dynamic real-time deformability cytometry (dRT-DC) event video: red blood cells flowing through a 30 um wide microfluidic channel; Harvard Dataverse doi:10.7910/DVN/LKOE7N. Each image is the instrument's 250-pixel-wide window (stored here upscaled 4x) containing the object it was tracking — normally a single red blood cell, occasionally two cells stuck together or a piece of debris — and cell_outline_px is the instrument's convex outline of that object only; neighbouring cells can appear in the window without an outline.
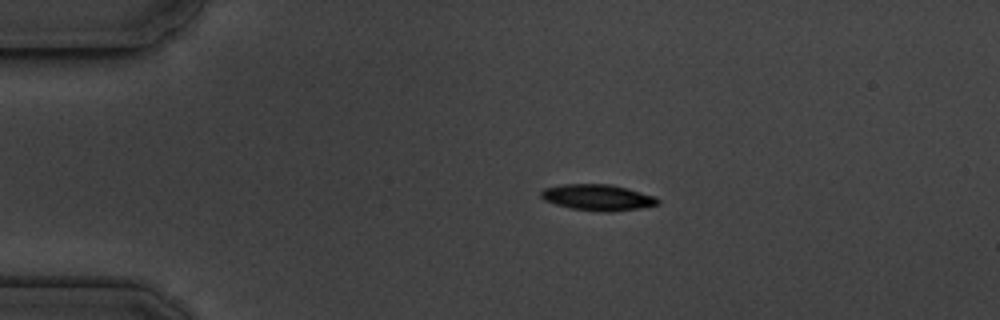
{"species": "common noctule bat (a hibernating species)", "species_latin": "Nyctalus noctula", "temperature_condition": "cold", "stored_images_in_passage": 45, "camera_frame_rate_fps": 3000, "um_per_image_px": 0.085, "animal": {"sex": "male", "body_mass_g": 19.5, "forearm_length_mm": 54.6}, "frame": {"image": 1, "passage_image": 1, "time_ms": 0.0, "image_size_px": [1000, 320], "cell_outline_px": [[660, 204], [640, 208], [604, 212], [600, 212], [568, 208], [544, 200], [540, 196], [540, 192], [544, 188], [564, 184], [612, 184], [628, 188], [656, 196], [660, 200]], "centroid_in_image_um": [50.82, 16.78], "position_along_channel_um": 34.2, "area_um2": 17.92}}
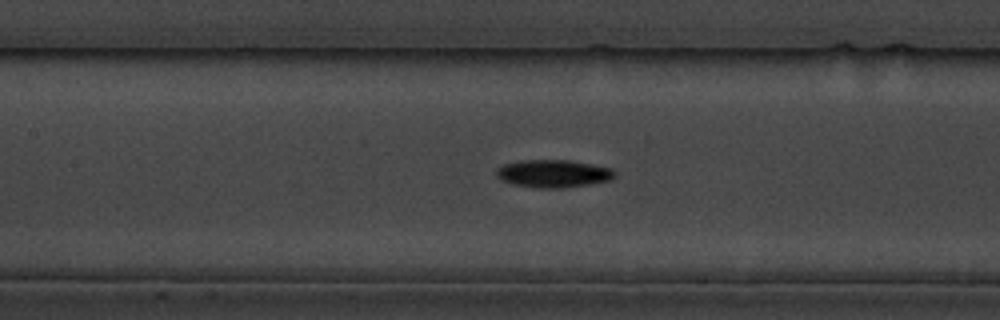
{"frame": {"image": 2, "passage_image": 15, "time_ms": 4.667, "image_size_px": [1000, 320], "cell_outline_px": [[616, 176], [608, 180], [592, 184], [564, 188], [532, 188], [512, 184], [500, 180], [496, 176], [496, 168], [504, 164], [524, 160], [568, 160], [592, 164], [612, 168], [616, 172]], "centroid_in_image_um": [47.02, 14.76], "position_along_channel_um": 160.4, "area_um2": 19.36}}
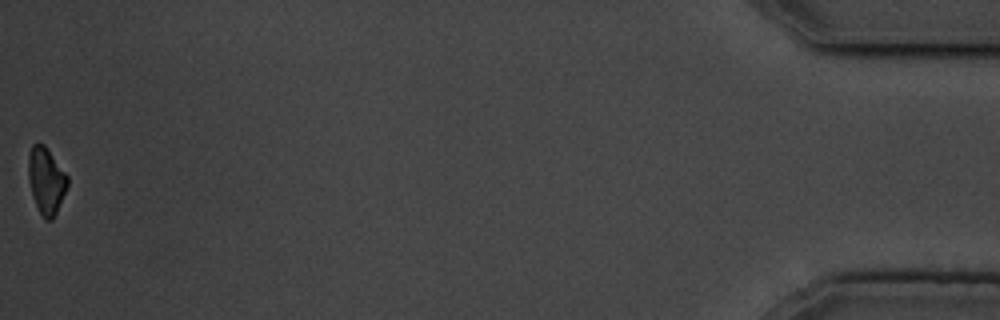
{"frame": {"image": 3, "passage_image": 45, "time_ms": 14.667, "image_size_px": [1000, 320], "cell_outline_px": [[68, 188], [52, 220], [44, 220], [36, 204], [28, 180], [28, 156], [32, 144], [44, 144], [68, 176]], "centroid_in_image_um": [3.93, 15.35], "position_along_channel_um": 431.3, "area_um2": 15.09}, "authors_computed_cell_mechanics": {"area_um2": 17.8024, "velocity_mm_per_s": 3.6353, "shape_relaxation_time_tau1_ms": 2.4002, "shape_relaxation_time_tau2_ms": null, "deformation_change_tau1": 0.1013, "deformation_change_tau2": null}}